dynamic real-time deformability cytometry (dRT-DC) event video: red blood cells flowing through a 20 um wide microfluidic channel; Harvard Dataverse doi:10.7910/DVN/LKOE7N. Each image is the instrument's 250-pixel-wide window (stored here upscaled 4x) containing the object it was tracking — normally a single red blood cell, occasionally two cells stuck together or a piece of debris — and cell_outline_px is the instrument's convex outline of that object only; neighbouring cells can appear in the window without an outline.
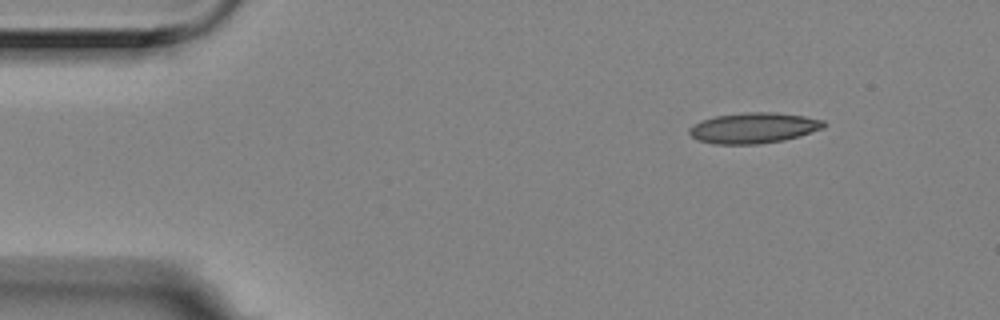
{"species": "Egyptian fruit bat (a non-hibernating species)", "species_latin": "Rousettus aegyptiacus", "temperature_condition": "room temperature", "stored_images_in_passage": 4, "segment_of_instrument_passage": [2, 2], "camera_frame_rate_fps": 3000, "um_per_image_px": 0.085, "animal": {"sex": "female"}, "frame": {"image": 1, "passage_image": 4, "time_ms": 1.0, "image_size_px": [1000, 320], "cell_outline_px": [[824, 128], [800, 136], [784, 140], [760, 144], [712, 144], [696, 140], [688, 132], [688, 128], [692, 124], [700, 120], [716, 116], [744, 112], [776, 112], [804, 116], [824, 120]], "centroid_in_image_um": [64.02, 10.88], "position_along_channel_um": 21.0, "area_um2": 24.28}}